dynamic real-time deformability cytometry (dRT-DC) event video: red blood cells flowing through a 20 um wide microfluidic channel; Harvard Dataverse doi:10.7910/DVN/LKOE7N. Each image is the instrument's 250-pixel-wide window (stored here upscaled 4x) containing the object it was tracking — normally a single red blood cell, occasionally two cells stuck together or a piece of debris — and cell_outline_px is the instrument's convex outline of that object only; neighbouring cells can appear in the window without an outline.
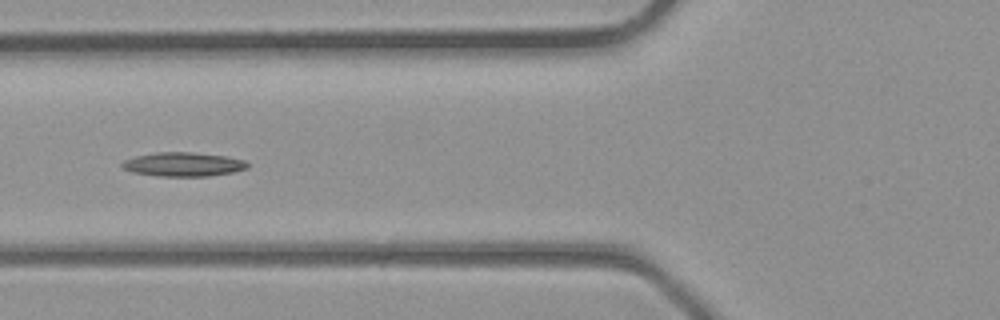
{"species": "common noctule bat (a hibernating species)", "species_latin": "Nyctalus noctula", "temperature_condition": "room temperature", "stored_images_in_passage": 31, "camera_frame_rate_fps": 3000, "um_per_image_px": 0.085, "animal": {"sex": "male", "body_mass_g": 23.1, "forearm_length_mm": 52.7}, "frame": {"image": 1, "passage_image": 11, "time_ms": 3.333, "image_size_px": [1000, 320], "cell_outline_px": [[248, 168], [232, 172], [208, 176], [156, 176], [132, 172], [124, 168], [120, 164], [124, 160], [136, 156], [156, 152], [192, 152], [228, 156], [244, 160], [248, 164]], "centroid_in_image_um": [15.57, 13.96], "position_along_channel_um": 110.2, "area_um2": 17.57}}
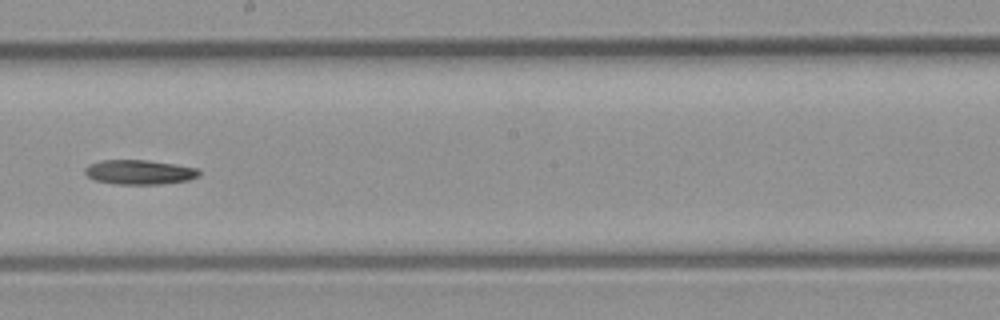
{"frame": {"image": 2, "passage_image": 18, "time_ms": 5.667, "image_size_px": [1000, 320], "cell_outline_px": [[200, 176], [188, 180], [160, 184], [116, 184], [96, 180], [88, 176], [84, 172], [84, 168], [88, 164], [100, 160], [148, 160], [176, 164], [200, 168]], "centroid_in_image_um": [11.87, 14.62], "position_along_channel_um": 236.3, "area_um2": 16.47}}
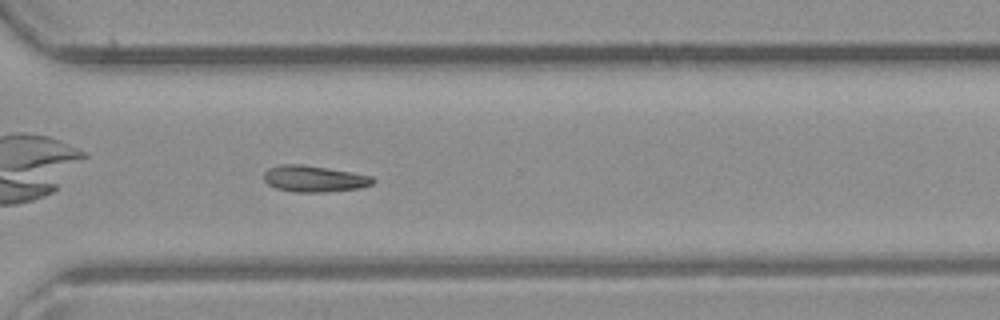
{"frame": {"image": 3, "passage_image": 24, "time_ms": 7.667, "image_size_px": [1000, 320], "cell_outline_px": [[376, 180], [372, 184], [360, 188], [324, 192], [296, 192], [276, 188], [268, 184], [264, 180], [264, 172], [268, 168], [280, 164], [304, 164], [328, 168], [372, 176]], "centroid_in_image_um": [26.69, 15.19], "position_along_channel_um": 343.9, "area_um2": 16.76}}